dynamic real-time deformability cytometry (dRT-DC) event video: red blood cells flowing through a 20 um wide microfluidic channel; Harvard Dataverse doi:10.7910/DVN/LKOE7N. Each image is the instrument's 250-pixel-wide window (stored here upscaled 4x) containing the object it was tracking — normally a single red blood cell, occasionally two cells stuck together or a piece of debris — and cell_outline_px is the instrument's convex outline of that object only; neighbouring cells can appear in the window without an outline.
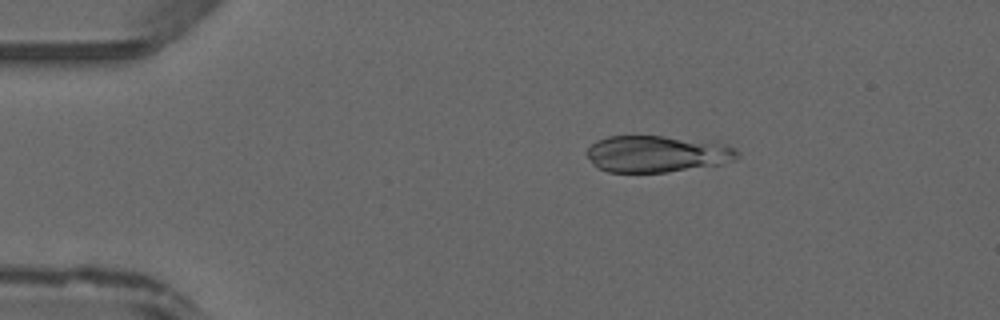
{"species": "common noctule bat (a hibernating species)", "species_latin": "Nyctalus noctula", "temperature_condition": "warm", "stored_images_in_passage": 5, "camera_frame_rate_fps": 3000, "um_per_image_px": 0.085, "animal": {"sex": "male", "forearm_length_mm": 52.5}, "frame": {"image": 1, "passage_image": 1, "time_ms": 0.0, "image_size_px": [1000, 320], "cell_outline_px": [[740, 156], [736, 160], [720, 164], [668, 172], [608, 172], [596, 168], [592, 164], [584, 152], [596, 140], [608, 136], [664, 136], [724, 144], [736, 148], [740, 152]], "centroid_in_image_um": [55.81, 13.09], "position_along_channel_um": 29.2, "area_um2": 32.31}}